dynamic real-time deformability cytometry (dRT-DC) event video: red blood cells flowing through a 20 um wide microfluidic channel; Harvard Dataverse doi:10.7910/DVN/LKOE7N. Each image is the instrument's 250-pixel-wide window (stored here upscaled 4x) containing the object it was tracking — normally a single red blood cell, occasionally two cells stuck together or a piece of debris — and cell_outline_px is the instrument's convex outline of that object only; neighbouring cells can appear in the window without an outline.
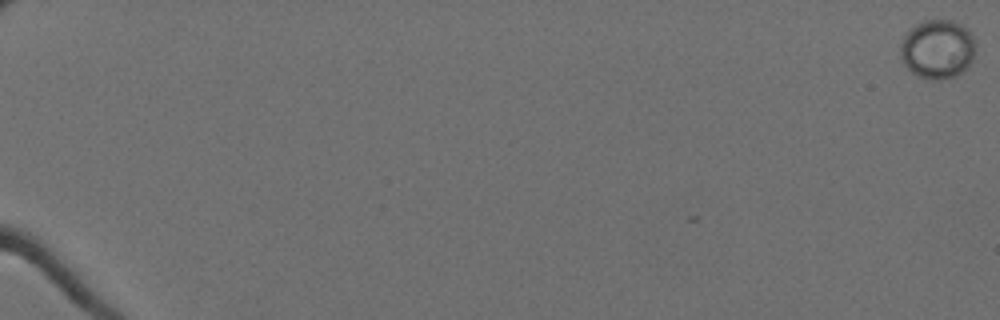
{"species": "Egyptian fruit bat (a non-hibernating species)", "species_latin": "Rousettus aegyptiacus", "temperature_condition": "cold", "stored_images_in_passage": 13, "camera_frame_rate_fps": 3000, "um_per_image_px": 0.085, "animal": {"sex": "female"}, "frame": {"image": 1, "passage_image": 1, "time_ms": 0.0, "image_size_px": [1000, 320], "cell_outline_px": [[972, 60], [960, 72], [952, 76], [936, 80], [928, 80], [912, 72], [904, 64], [900, 56], [900, 48], [904, 36], [916, 24], [924, 20], [948, 20], [960, 24], [972, 36]], "centroid_in_image_um": [79.62, 4.18], "position_along_channel_um": 5.4, "area_um2": 25.03}}